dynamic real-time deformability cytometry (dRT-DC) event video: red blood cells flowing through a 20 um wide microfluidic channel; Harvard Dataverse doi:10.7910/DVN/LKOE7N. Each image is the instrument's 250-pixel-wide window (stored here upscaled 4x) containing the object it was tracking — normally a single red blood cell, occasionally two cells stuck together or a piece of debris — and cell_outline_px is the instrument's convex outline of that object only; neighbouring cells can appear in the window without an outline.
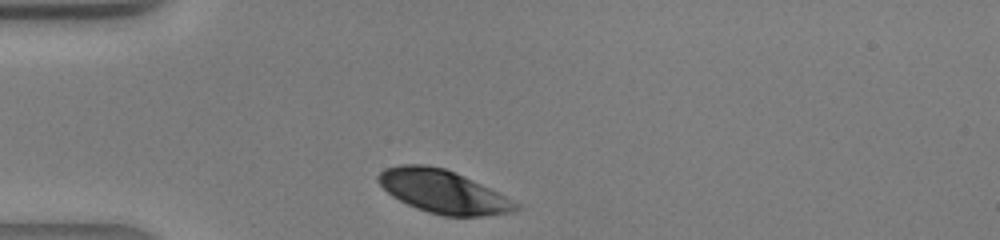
{"species": "human", "species_latin": "Homo sapiens", "temperature_condition": "warm", "stored_images_in_passage": 24, "camera_frame_rate_fps": 3000, "um_per_image_px": 0.085, "donor": {"sex": "male"}, "frame": {"image": 1, "passage_image": 1, "time_ms": 0.0, "image_size_px": [1000, 240], "cell_outline_px": [[520, 208], [512, 212], [484, 216], [444, 216], [428, 212], [416, 208], [392, 196], [376, 180], [376, 176], [384, 168], [400, 164], [424, 164], [444, 168], [456, 172], [520, 204]], "centroid_in_image_um": [37.62, 16.28], "position_along_channel_um": 47.4, "area_um2": 34.33}}
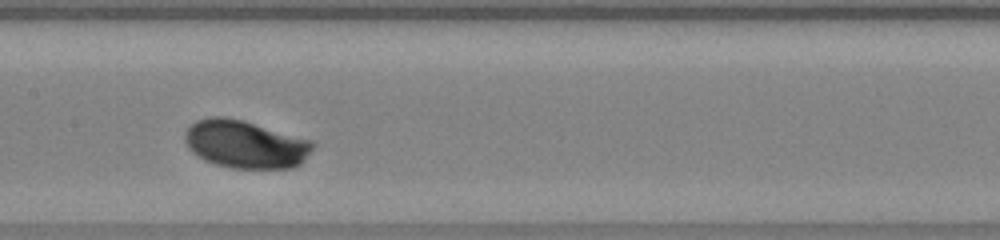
{"frame": {"image": 2, "passage_image": 11, "time_ms": 3.333, "image_size_px": [1000, 240], "cell_outline_px": [[316, 144], [304, 160], [300, 164], [292, 168], [228, 168], [204, 160], [196, 156], [188, 148], [184, 140], [184, 132], [196, 120], [212, 116], [224, 116], [240, 120], [312, 140]], "centroid_in_image_um": [20.83, 12.27], "position_along_channel_um": 186.6, "area_um2": 35.66}}
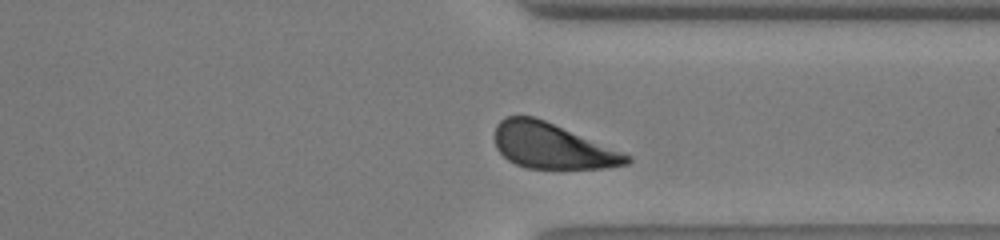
{"frame": {"image": 3, "passage_image": 22, "time_ms": 7.0, "image_size_px": [1000, 240], "cell_outline_px": [[632, 160], [628, 164], [604, 168], [524, 168], [508, 160], [496, 148], [496, 124], [504, 116], [532, 116], [544, 120], [624, 152]], "centroid_in_image_um": [46.92, 12.41], "position_along_channel_um": 364.5, "area_um2": 34.62}}